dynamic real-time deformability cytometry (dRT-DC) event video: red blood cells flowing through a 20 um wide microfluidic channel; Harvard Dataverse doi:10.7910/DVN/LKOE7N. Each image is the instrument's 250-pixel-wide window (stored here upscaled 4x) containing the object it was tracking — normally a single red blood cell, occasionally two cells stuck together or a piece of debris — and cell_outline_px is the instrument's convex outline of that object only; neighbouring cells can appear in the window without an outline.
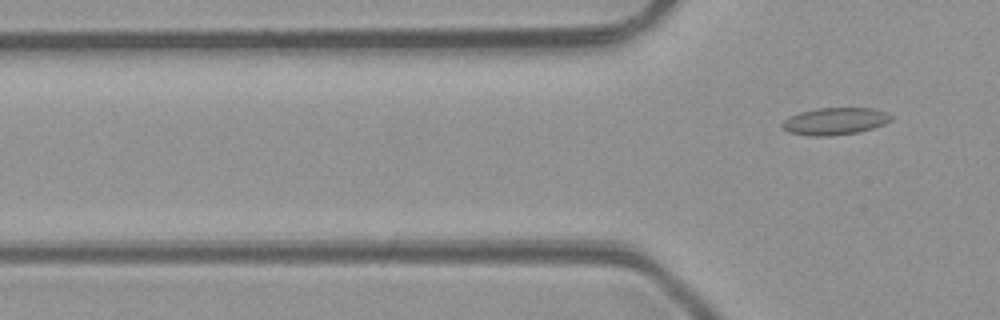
{"species": "common noctule bat (a hibernating species)", "species_latin": "Nyctalus noctula", "temperature_condition": "room temperature", "stored_images_in_passage": 6, "camera_frame_rate_fps": 3000, "um_per_image_px": 0.085, "animal": {"sex": "male", "body_mass_g": 23.1, "forearm_length_mm": 52.7}, "frame": {"image": 1, "passage_image": 6, "time_ms": 5.667, "image_size_px": [1000, 320], "cell_outline_px": [[896, 116], [892, 120], [884, 124], [860, 132], [828, 136], [812, 136], [788, 132], [780, 128], [780, 124], [784, 120], [800, 112], [816, 108], [872, 108], [888, 112]], "centroid_in_image_um": [71.0, 10.3], "position_along_channel_um": 54.8, "area_um2": 17.46}}